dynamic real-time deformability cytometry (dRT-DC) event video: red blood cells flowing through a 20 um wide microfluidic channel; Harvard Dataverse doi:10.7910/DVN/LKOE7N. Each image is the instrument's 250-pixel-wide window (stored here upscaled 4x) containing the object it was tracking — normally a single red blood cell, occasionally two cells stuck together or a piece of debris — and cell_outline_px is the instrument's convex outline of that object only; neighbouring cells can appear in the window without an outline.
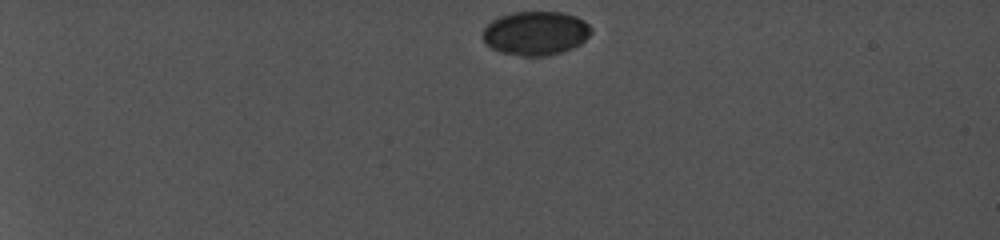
{"species": "common noctule bat (a hibernating species)", "species_latin": "Nyctalus noctula", "temperature_condition": "cold", "stored_images_in_passage": 12, "camera_frame_rate_fps": 5000, "um_per_image_px": 0.085, "animal": {"sex": "female", "body_mass_g": 19.0, "forearm_length_mm": 56.7}, "frame": {"image": 1, "passage_image": 1, "time_ms": 0.0, "image_size_px": [1000, 240], "cell_outline_px": [[592, 32], [580, 44], [572, 48], [548, 56], [524, 56], [500, 52], [492, 48], [480, 36], [484, 28], [492, 20], [500, 16], [512, 12], [560, 12], [576, 16], [584, 20], [592, 28]], "centroid_in_image_um": [45.52, 2.82], "position_along_channel_um": 39.5, "area_um2": 27.8}}
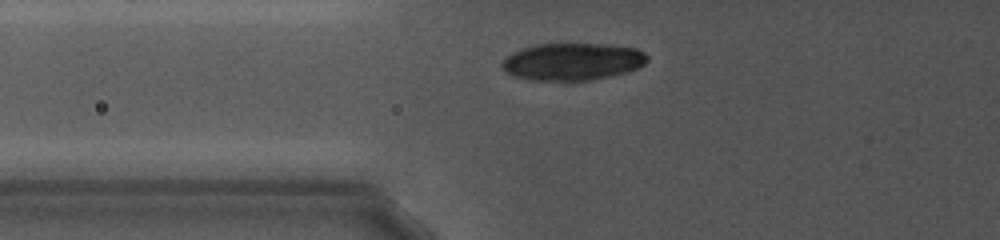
{"frame": {"image": 2, "passage_image": 11, "time_ms": 3.6, "image_size_px": [1000, 240], "cell_outline_px": [[648, 60], [644, 64], [628, 72], [612, 76], [592, 80], [528, 80], [512, 76], [504, 72], [500, 64], [512, 52], [520, 48], [536, 44], [608, 44], [636, 48], [644, 52], [648, 56]], "centroid_in_image_um": [48.64, 5.24], "position_along_channel_um": 77.2, "area_um2": 31.85}}